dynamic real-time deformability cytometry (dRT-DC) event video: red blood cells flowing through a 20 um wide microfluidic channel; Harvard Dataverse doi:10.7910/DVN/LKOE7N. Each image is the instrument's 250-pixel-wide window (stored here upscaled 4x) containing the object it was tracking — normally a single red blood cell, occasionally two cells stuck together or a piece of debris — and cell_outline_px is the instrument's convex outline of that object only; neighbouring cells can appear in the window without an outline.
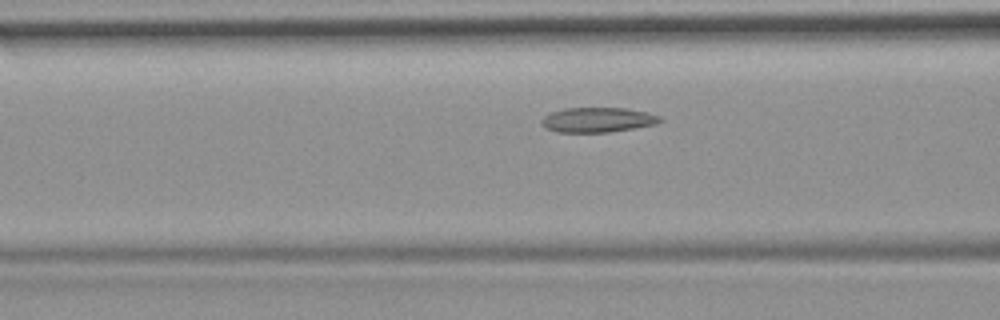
{"species": "common noctule bat (a hibernating species)", "species_latin": "Nyctalus noctula", "temperature_condition": "room temperature", "stored_images_in_passage": 47, "camera_frame_rate_fps": 3000, "um_per_image_px": 0.085, "animal": {"sex": "female", "body_mass_g": 19.9}, "frame": {"image": 1, "passage_image": 14, "time_ms": 4.333, "image_size_px": [1000, 320], "cell_outline_px": [[664, 120], [656, 124], [608, 132], [560, 132], [548, 128], [540, 120], [544, 116], [552, 112], [564, 108], [624, 108], [648, 112], [660, 116]], "centroid_in_image_um": [50.85, 10.17], "position_along_channel_um": 115.8, "area_um2": 16.94}}
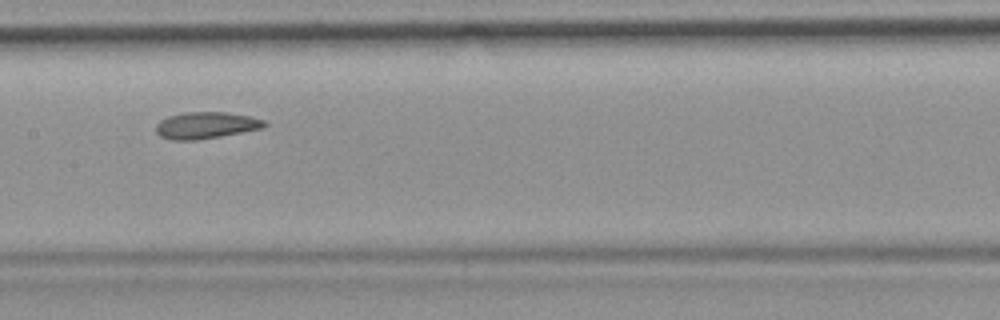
{"frame": {"image": 2, "passage_image": 20, "time_ms": 6.333, "image_size_px": [1000, 320], "cell_outline_px": [[268, 124], [264, 128], [220, 136], [196, 140], [172, 140], [160, 136], [156, 132], [156, 124], [160, 120], [168, 116], [184, 112], [228, 112], [248, 116], [264, 120]], "centroid_in_image_um": [17.5, 10.65], "position_along_channel_um": 189.9, "area_um2": 16.88}}
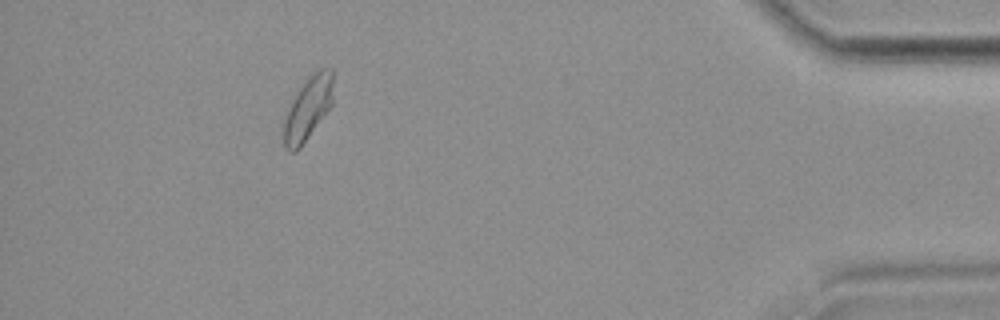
{"frame": {"image": 3, "passage_image": 42, "time_ms": 13.667, "image_size_px": [1000, 320], "cell_outline_px": [[332, 104], [300, 148], [296, 152], [288, 152], [284, 144], [284, 120], [292, 100], [296, 92], [308, 76], [312, 72], [320, 68], [332, 68]], "centroid_in_image_um": [26.17, 9.2], "position_along_channel_um": 409.0, "area_um2": 18.03}, "authors_computed_cell_mechanics": {"area_um2": 17.4556, "velocity_mm_per_s": 3.7151, "shape_relaxation_time_tau1_ms": null, "shape_relaxation_time_tau2_ms": 2.5805, "deformation_change_tau1": null, "deformation_change_tau2": 0.0793}}